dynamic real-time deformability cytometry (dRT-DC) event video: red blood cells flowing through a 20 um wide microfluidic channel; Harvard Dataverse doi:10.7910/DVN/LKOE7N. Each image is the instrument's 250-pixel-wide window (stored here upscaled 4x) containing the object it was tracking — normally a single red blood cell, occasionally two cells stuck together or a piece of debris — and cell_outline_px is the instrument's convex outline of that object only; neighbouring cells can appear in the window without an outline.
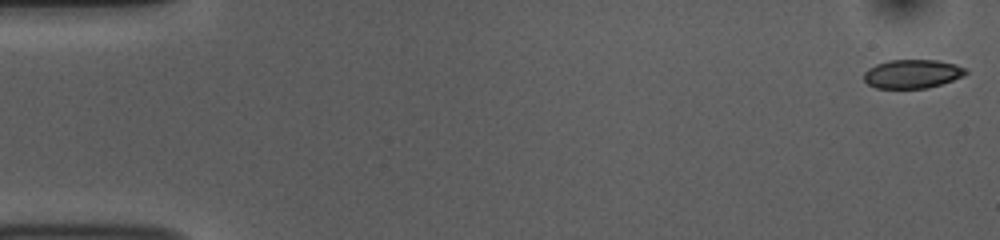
{"species": "common noctule bat (a hibernating species)", "species_latin": "Nyctalus noctula", "temperature_condition": "room temperature", "stored_images_in_passage": 53, "camera_frame_rate_fps": 3000, "um_per_image_px": 0.085, "animal": {"sex": "female", "body_mass_g": 10.0, "forearm_length_mm": 53.1}, "frame": {"image": 1, "passage_image": 1, "time_ms": 0.0, "image_size_px": [1000, 240], "cell_outline_px": [[968, 72], [964, 76], [928, 88], [876, 88], [868, 84], [864, 80], [864, 72], [868, 68], [876, 64], [888, 60], [936, 60], [956, 64], [964, 68]], "centroid_in_image_um": [77.53, 6.27], "position_along_channel_um": 7.5, "area_um2": 17.05}}
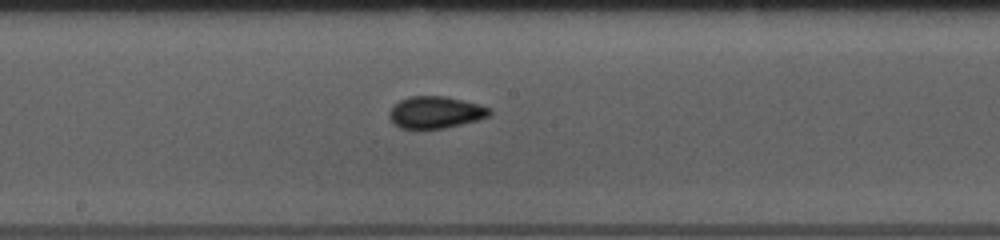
{"frame": {"image": 2, "passage_image": 28, "time_ms": 9.0, "image_size_px": [1000, 240], "cell_outline_px": [[492, 116], [444, 128], [400, 128], [392, 124], [388, 116], [388, 112], [400, 100], [408, 96], [444, 96], [480, 104], [492, 108]], "centroid_in_image_um": [37.03, 9.54], "position_along_channel_um": 211.2, "area_um2": 18.73}}
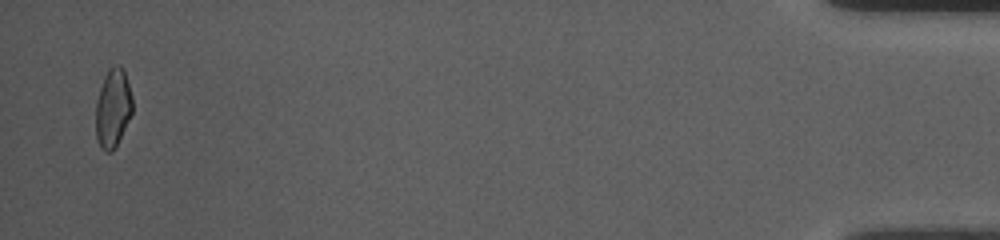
{"frame": {"image": 3, "passage_image": 52, "time_ms": 17.0, "image_size_px": [1000, 240], "cell_outline_px": [[132, 112], [112, 152], [104, 152], [100, 148], [96, 136], [96, 100], [104, 76], [116, 64], [120, 64], [124, 68], [132, 96]], "centroid_in_image_um": [9.59, 9.17], "position_along_channel_um": 425.6, "area_um2": 16.65}, "authors_computed_cell_mechanics": {"area_um2": 17.8602, "velocity_mm_per_s": 3.7615, "shape_relaxation_time_tau1_ms": 4.7973, "shape_relaxation_time_tau2_ms": 1.4487, "deformation_change_tau1": 0.1128, "deformation_change_tau2": 0.0536}}